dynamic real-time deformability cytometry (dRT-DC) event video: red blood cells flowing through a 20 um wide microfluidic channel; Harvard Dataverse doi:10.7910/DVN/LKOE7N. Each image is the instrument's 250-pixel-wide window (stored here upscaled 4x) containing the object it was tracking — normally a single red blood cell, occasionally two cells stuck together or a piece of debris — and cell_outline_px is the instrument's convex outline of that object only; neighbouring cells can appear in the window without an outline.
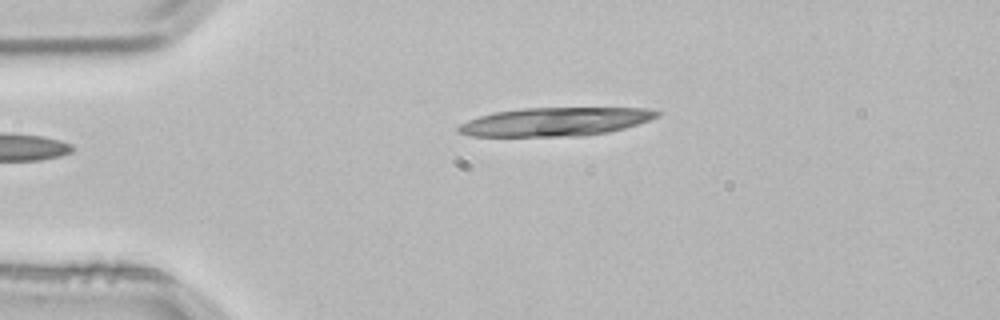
{"species": "common noctule bat (a hibernating species)", "species_latin": "Nyctalus noctula", "temperature_condition": "room temperature", "stored_images_in_passage": 3, "camera_frame_rate_fps": 3000, "um_per_image_px": 0.085, "animal": {"sex": "male", "body_mass_g": 21.5, "forearm_length_mm": 52.0}, "frame": {"image": 1, "passage_image": 3, "time_ms": 0.667, "image_size_px": [1000, 320], "cell_outline_px": [[664, 112], [660, 116], [624, 128], [608, 132], [584, 136], [468, 136], [456, 132], [456, 128], [460, 124], [468, 120], [480, 116], [496, 112], [520, 108], [648, 108]], "centroid_in_image_um": [47.2, 10.35], "position_along_channel_um": 37.8, "area_um2": 33.12}}